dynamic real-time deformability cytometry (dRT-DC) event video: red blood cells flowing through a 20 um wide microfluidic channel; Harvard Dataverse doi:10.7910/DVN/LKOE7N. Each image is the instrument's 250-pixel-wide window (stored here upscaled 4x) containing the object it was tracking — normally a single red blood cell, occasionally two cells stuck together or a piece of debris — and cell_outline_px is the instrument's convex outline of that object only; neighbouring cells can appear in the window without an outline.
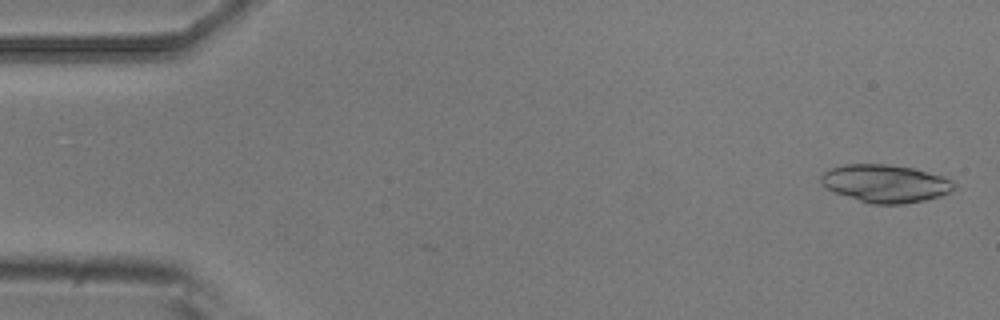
{"species": "common noctule bat (a hibernating species)", "species_latin": "Nyctalus noctula", "temperature_condition": "room temperature", "stored_images_in_passage": 5, "camera_frame_rate_fps": 3000, "um_per_image_px": 0.085, "animal": {"sex": "male", "body_mass_g": 20.5, "forearm_length_mm": 52.5}, "frame": {"image": 1, "passage_image": 1, "time_ms": 0.0, "image_size_px": [1000, 320], "cell_outline_px": [[956, 184], [952, 192], [940, 196], [924, 200], [904, 204], [872, 204], [836, 192], [820, 184], [820, 176], [824, 172], [832, 168], [844, 164], [888, 164], [912, 168], [940, 176], [952, 180]], "centroid_in_image_um": [75.27, 15.59], "position_along_channel_um": 9.7, "area_um2": 29.07}}